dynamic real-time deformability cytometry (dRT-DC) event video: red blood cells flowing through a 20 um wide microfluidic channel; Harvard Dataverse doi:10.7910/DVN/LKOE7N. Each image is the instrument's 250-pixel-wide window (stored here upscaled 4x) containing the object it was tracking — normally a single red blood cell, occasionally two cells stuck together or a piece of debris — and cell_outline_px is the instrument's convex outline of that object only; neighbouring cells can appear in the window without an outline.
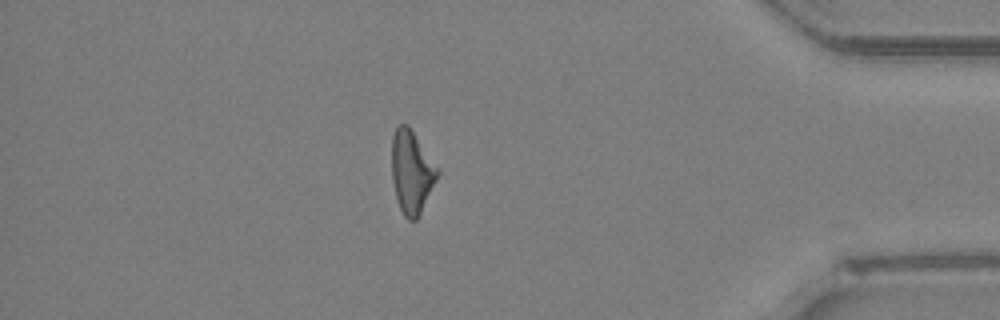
{"species": "Egyptian fruit bat (a non-hibernating species)", "species_latin": "Rousettus aegyptiacus", "temperature_condition": "room temperature", "stored_images_in_passage": 36, "segment_of_instrument_passage": [2, 2], "camera_frame_rate_fps": 3000, "um_per_image_px": 0.085, "animal": {"sex": "female"}, "frame": {"image": 1, "passage_image": 36, "time_ms": 11.667, "image_size_px": [1000, 320], "cell_outline_px": [[440, 172], [416, 220], [408, 220], [404, 216], [396, 200], [392, 180], [392, 136], [396, 128], [400, 124], [408, 124]], "centroid_in_image_um": [34.96, 14.61], "position_along_channel_um": 400.2, "area_um2": 21.68}}